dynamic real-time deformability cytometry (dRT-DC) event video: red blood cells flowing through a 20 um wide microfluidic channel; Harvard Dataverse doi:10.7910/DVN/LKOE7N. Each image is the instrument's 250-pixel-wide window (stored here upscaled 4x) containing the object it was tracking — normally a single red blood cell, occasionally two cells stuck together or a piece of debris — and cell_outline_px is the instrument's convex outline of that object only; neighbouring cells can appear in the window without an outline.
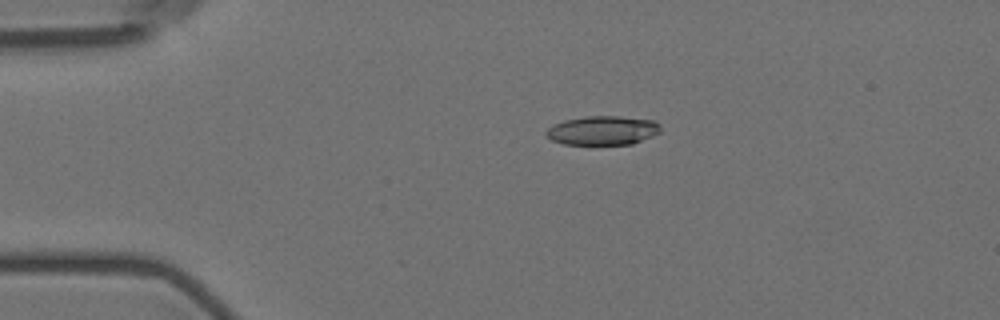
{"species": "Egyptian fruit bat (a non-hibernating species)", "species_latin": "Rousettus aegyptiacus", "temperature_condition": "room temperature", "stored_images_in_passage": 9, "camera_frame_rate_fps": 3000, "um_per_image_px": 0.085, "animal": {"sex": "female"}, "frame": {"image": 1, "passage_image": 4, "time_ms": 3.667, "image_size_px": [1000, 320], "cell_outline_px": [[660, 132], [652, 136], [632, 144], [564, 144], [552, 140], [544, 136], [544, 132], [552, 124], [564, 120], [588, 116], [620, 116], [656, 120], [660, 124]], "centroid_in_image_um": [51.21, 11.08], "position_along_channel_um": 33.8, "area_um2": 19.54}}
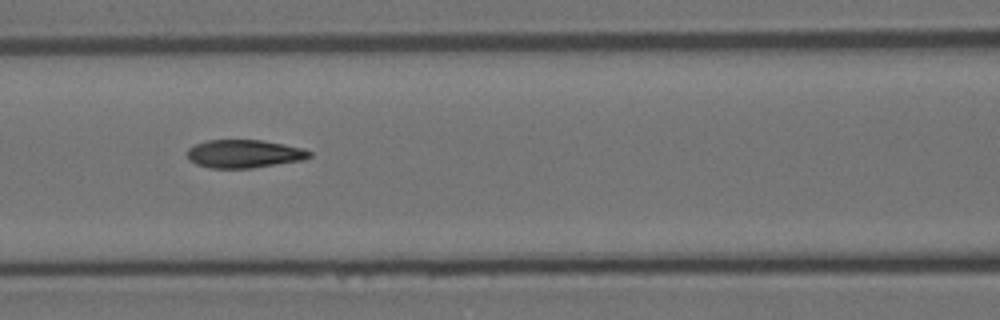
{"frame": {"image": 2, "passage_image": 8, "time_ms": 8.0, "image_size_px": [1000, 320], "cell_outline_px": [[312, 156], [300, 160], [276, 164], [248, 168], [208, 168], [196, 164], [188, 156], [188, 148], [196, 144], [208, 140], [264, 140], [304, 148], [312, 152]], "centroid_in_image_um": [20.77, 13.06], "position_along_channel_um": 145.8, "area_um2": 19.88}}
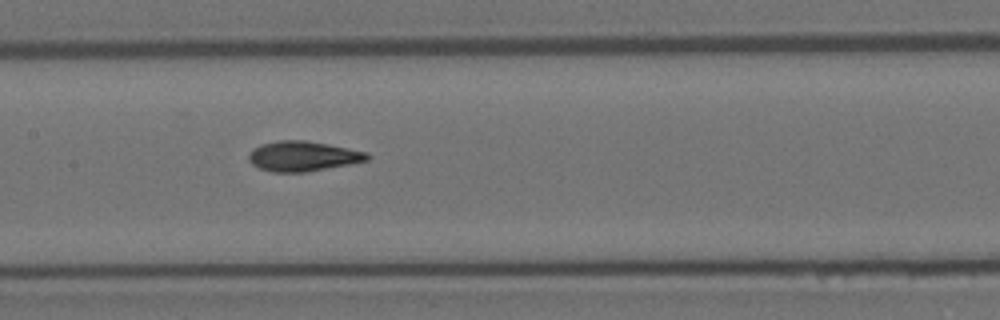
{"frame": {"image": 3, "passage_image": 9, "time_ms": 9.0, "image_size_px": [1000, 320], "cell_outline_px": [[372, 156], [368, 160], [348, 164], [304, 172], [272, 172], [260, 168], [252, 164], [248, 160], [248, 156], [260, 144], [280, 140], [304, 140], [328, 144], [368, 152]], "centroid_in_image_um": [25.76, 13.27], "position_along_channel_um": 181.6, "area_um2": 20.52}}